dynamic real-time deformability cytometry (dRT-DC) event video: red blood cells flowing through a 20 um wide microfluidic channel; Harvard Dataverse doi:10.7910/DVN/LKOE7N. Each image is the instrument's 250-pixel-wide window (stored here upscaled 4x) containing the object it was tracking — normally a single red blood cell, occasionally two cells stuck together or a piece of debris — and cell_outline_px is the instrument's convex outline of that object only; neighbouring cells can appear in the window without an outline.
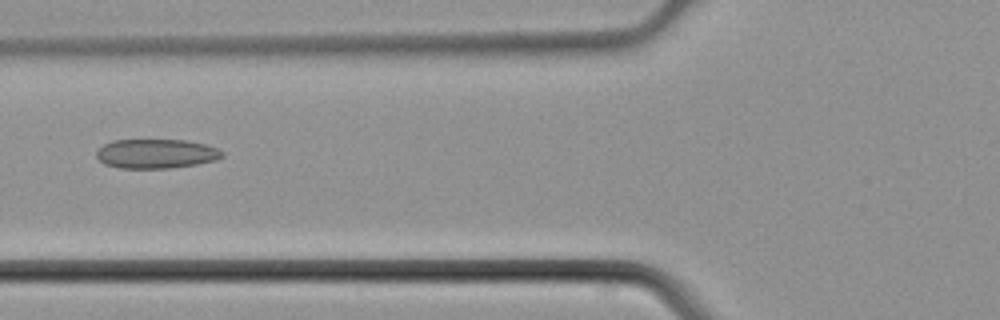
{"species": "common noctule bat (a hibernating species)", "species_latin": "Nyctalus noctula", "temperature_condition": "cold", "stored_images_in_passage": 3, "camera_frame_rate_fps": 3000, "um_per_image_px": 0.085, "animal": {"sex": "male", "body_mass_g": 21.5, "forearm_length_mm": 52.0}, "frame": {"image": 1, "passage_image": 3, "time_ms": 0.667, "image_size_px": [1000, 320], "cell_outline_px": [[224, 156], [216, 160], [196, 164], [168, 168], [120, 168], [104, 164], [96, 156], [96, 152], [104, 144], [112, 140], [184, 140], [204, 144], [216, 148], [224, 152]], "centroid_in_image_um": [13.26, 13.06], "position_along_channel_um": 112.5, "area_um2": 21.39}}